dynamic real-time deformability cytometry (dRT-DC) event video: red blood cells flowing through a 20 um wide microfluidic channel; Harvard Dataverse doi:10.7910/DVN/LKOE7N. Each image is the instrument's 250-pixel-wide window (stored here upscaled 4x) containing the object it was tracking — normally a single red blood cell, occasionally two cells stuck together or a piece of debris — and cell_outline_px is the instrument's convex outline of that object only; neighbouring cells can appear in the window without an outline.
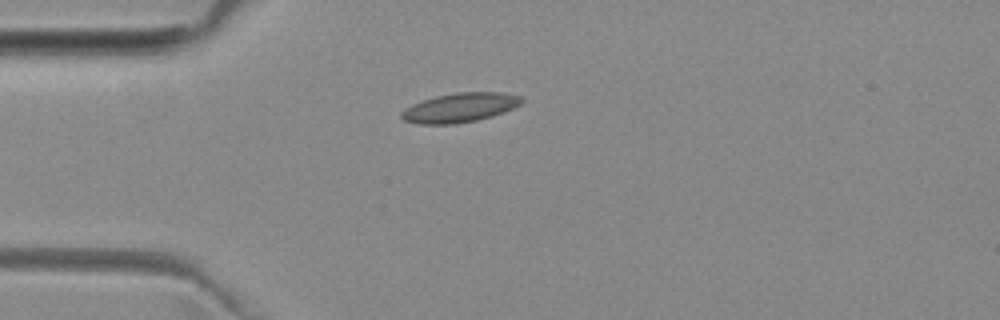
{"species": "common noctule bat (a hibernating species)", "species_latin": "Nyctalus noctula", "temperature_condition": "room temperature", "stored_images_in_passage": 5, "camera_frame_rate_fps": 3000, "um_per_image_px": 0.085, "animal": {"sex": "female", "body_mass_g": 29.2, "forearm_length_mm": 56.3}, "frame": {"image": 1, "passage_image": 1, "time_ms": 0.0, "image_size_px": [1000, 320], "cell_outline_px": [[524, 100], [520, 104], [504, 112], [492, 116], [476, 120], [452, 124], [420, 124], [404, 120], [400, 116], [400, 112], [412, 104], [436, 96], [456, 92], [504, 92], [520, 96]], "centroid_in_image_um": [39.1, 9.14], "position_along_channel_um": 45.9, "area_um2": 20.4}}
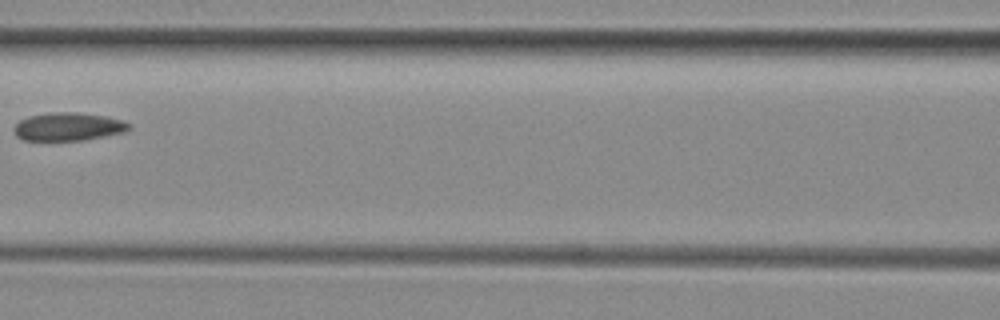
{"frame": {"image": 2, "passage_image": 4, "time_ms": 3.333, "image_size_px": [1000, 320], "cell_outline_px": [[132, 128], [124, 132], [84, 140], [24, 140], [16, 136], [12, 132], [12, 128], [20, 120], [28, 116], [52, 112], [76, 112], [104, 116], [124, 120]], "centroid_in_image_um": [5.77, 10.76], "position_along_channel_um": 160.8, "area_um2": 18.9}}
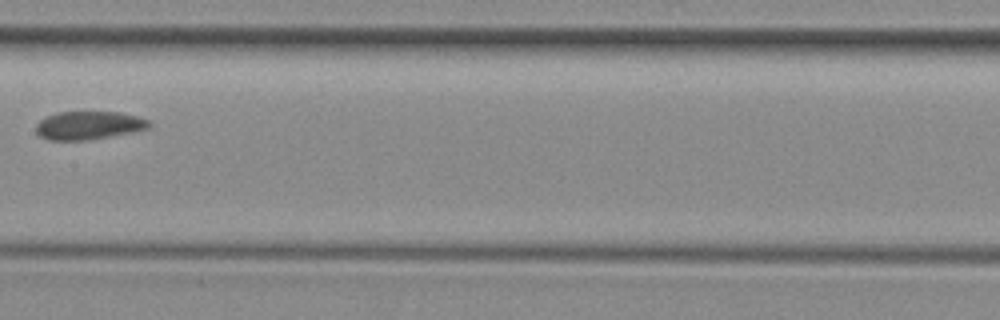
{"frame": {"image": 3, "passage_image": 5, "time_ms": 4.333, "image_size_px": [1000, 320], "cell_outline_px": [[152, 124], [148, 128], [132, 132], [88, 140], [48, 140], [40, 136], [36, 132], [36, 124], [40, 120], [56, 112], [120, 112], [136, 116], [148, 120]], "centroid_in_image_um": [7.52, 10.66], "position_along_channel_um": 199.9, "area_um2": 18.55}}